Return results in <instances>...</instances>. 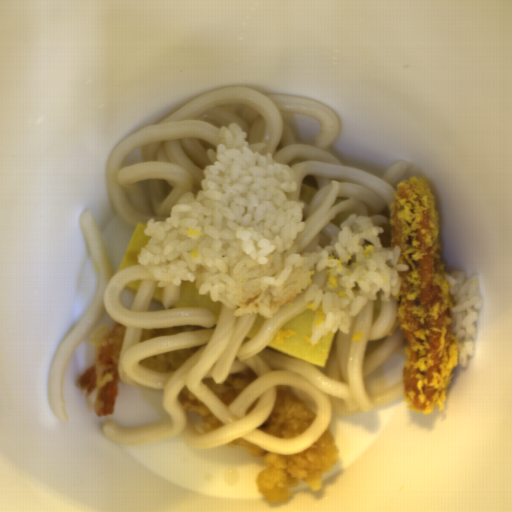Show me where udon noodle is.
<instances>
[{"label":"udon noodle","mask_w":512,"mask_h":512,"mask_svg":"<svg viewBox=\"0 0 512 512\" xmlns=\"http://www.w3.org/2000/svg\"><path fill=\"white\" fill-rule=\"evenodd\" d=\"M83 238L97 270L98 289L78 323L62 339L46 381L48 400L55 415L67 421L64 371L76 349L106 313L113 323L127 327L118 367V377L127 385L157 389L167 415L132 429H120L110 418L102 422L112 443L147 445L181 436L191 449H215L242 438L266 451L295 456L314 444L332 424L334 416H348L386 405L405 394L404 379L372 393L368 376L393 354L406 357L404 332L398 325L388 336L398 316L397 300L381 303L377 321L373 300L364 303L351 319L349 333L336 330L324 367H319L271 347L277 331L299 313L309 309L303 290L268 318L252 339L247 334L257 313L234 316L223 304L215 324L214 312L205 307L172 306L180 299L179 285L167 284L161 306L151 301L158 282L141 265L113 272L93 210L80 216ZM141 280L134 294L126 284ZM183 325L206 326V330L153 338L139 342L141 328ZM204 345V346H203ZM202 346L177 372L160 373L139 361L161 353ZM250 368L256 379L225 405L202 382L213 378L224 383L229 373ZM290 387L316 413L308 431L294 440L273 438L257 427L271 414L278 385ZM184 386L226 425L203 432V422L179 406L176 398Z\"/></svg>","instance_id":"1"},{"label":"udon noodle","mask_w":512,"mask_h":512,"mask_svg":"<svg viewBox=\"0 0 512 512\" xmlns=\"http://www.w3.org/2000/svg\"><path fill=\"white\" fill-rule=\"evenodd\" d=\"M309 115L322 127L316 141L298 139L285 113ZM236 123L247 143L265 144L295 174L299 200L302 184L319 190L302 211L305 223L294 243L300 254L323 248L340 231L331 223L339 212L371 218L381 246L391 247V213L396 189L410 164L393 162L377 176L343 164L329 151L339 131L338 117L319 101L292 94H262L245 86H222L199 95L159 124L128 133L112 150L106 166L109 202L122 222L147 227L151 219L166 220L185 192L201 190L204 169L216 159L220 129Z\"/></svg>","instance_id":"2"}]
</instances>
